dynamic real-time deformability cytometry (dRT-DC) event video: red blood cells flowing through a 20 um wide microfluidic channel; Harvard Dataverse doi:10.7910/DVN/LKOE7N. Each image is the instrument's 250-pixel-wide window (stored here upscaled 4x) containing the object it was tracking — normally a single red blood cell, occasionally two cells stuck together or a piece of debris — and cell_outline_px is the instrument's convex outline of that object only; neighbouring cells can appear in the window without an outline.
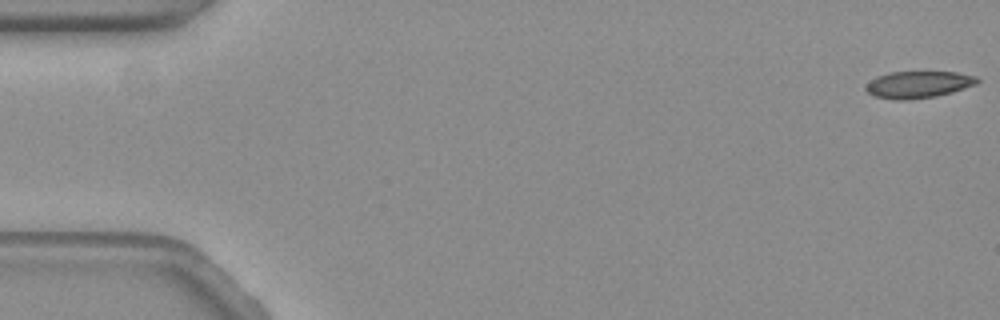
{"species": "common noctule bat (a hibernating species)", "species_latin": "Nyctalus noctula", "temperature_condition": "warm", "stored_images_in_passage": 59, "camera_frame_rate_fps": 3000, "um_per_image_px": 0.085, "animal": {"sex": "female", "body_mass_g": 19.3, "forearm_length_mm": 54.1}, "frame": {"image": 1, "passage_image": 1, "time_ms": 0.0, "image_size_px": [1000, 320], "cell_outline_px": [[980, 80], [976, 84], [952, 92], [936, 96], [908, 100], [892, 100], [872, 96], [864, 88], [876, 76], [888, 72], [956, 72], [976, 76]], "centroid_in_image_um": [78.03, 7.19], "position_along_channel_um": 7.0, "area_um2": 17.51}}
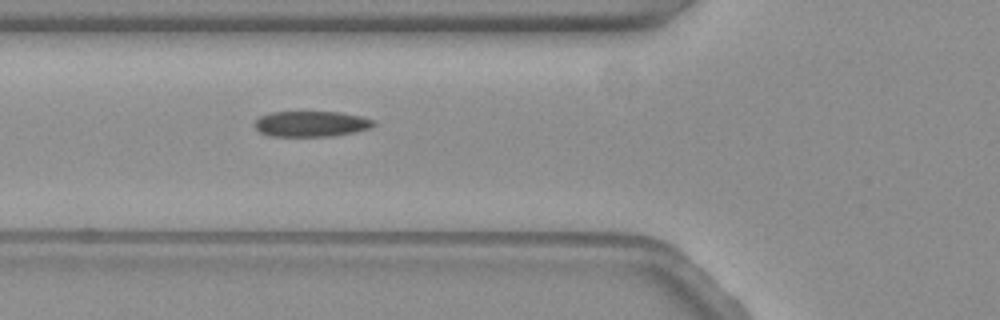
{"frame": {"image": 2, "passage_image": 22, "time_ms": 7.0, "image_size_px": [1000, 320], "cell_outline_px": [[376, 124], [372, 128], [336, 136], [268, 136], [260, 132], [256, 128], [256, 120], [260, 116], [268, 112], [340, 112], [360, 116], [376, 120]], "centroid_in_image_um": [26.49, 10.53], "position_along_channel_um": 99.3, "area_um2": 17.92}}
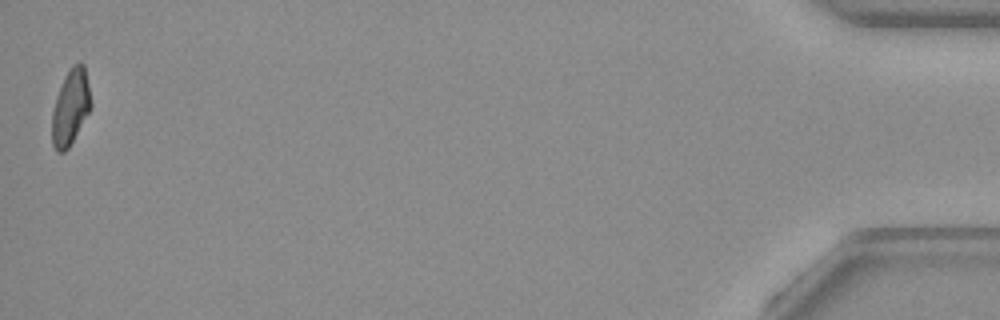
{"frame": {"image": 3, "passage_image": 59, "time_ms": 19.333, "image_size_px": [1000, 320], "cell_outline_px": [[92, 104], [88, 112], [68, 148], [64, 152], [56, 152], [52, 144], [52, 112], [56, 96], [64, 76], [72, 64], [80, 60], [84, 64]], "centroid_in_image_um": [5.98, 9.07], "position_along_channel_um": 429.2, "area_um2": 17.05}, "authors_computed_cell_mechanics": {"area_um2": 18.1492, "velocity_mm_per_s": 3.4969, "shape_relaxation_time_tau1_ms": null, "shape_relaxation_time_tau2_ms": 2.3043, "deformation_change_tau1": null, "deformation_change_tau2": 0.0978}}